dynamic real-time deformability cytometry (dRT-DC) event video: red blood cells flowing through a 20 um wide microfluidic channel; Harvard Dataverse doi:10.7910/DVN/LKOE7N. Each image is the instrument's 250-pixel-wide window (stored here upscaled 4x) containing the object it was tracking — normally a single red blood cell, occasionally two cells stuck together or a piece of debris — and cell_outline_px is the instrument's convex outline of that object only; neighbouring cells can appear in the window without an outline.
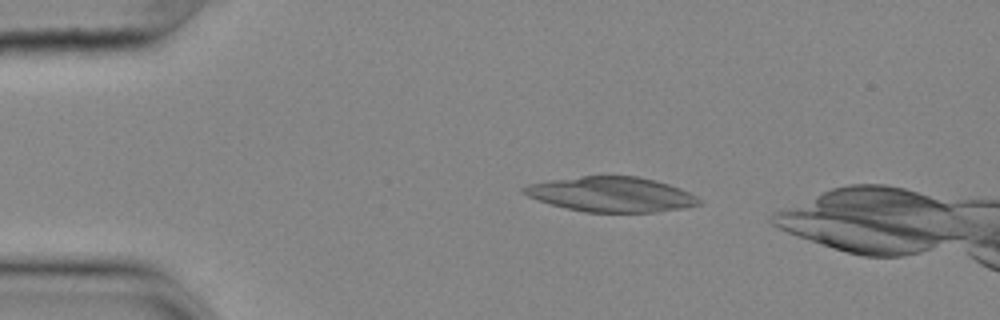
{"species": "common noctule bat (a hibernating species)", "species_latin": "Nyctalus noctula", "temperature_condition": "cold", "stored_images_in_passage": 12, "camera_frame_rate_fps": 3000, "um_per_image_px": 0.085, "animal": {"sex": "female", "body_mass_g": 25.1}, "frame": {"image": 1, "passage_image": 7, "time_ms": 2.0, "image_size_px": [1000, 320], "cell_outline_px": [[704, 204], [684, 208], [656, 212], [584, 212], [552, 204], [528, 196], [520, 192], [520, 188], [528, 184], [552, 180], [580, 176], [636, 176], [656, 180], [680, 188], [696, 196]], "centroid_in_image_um": [51.98, 16.52], "position_along_channel_um": 33.0, "area_um2": 35.6}}